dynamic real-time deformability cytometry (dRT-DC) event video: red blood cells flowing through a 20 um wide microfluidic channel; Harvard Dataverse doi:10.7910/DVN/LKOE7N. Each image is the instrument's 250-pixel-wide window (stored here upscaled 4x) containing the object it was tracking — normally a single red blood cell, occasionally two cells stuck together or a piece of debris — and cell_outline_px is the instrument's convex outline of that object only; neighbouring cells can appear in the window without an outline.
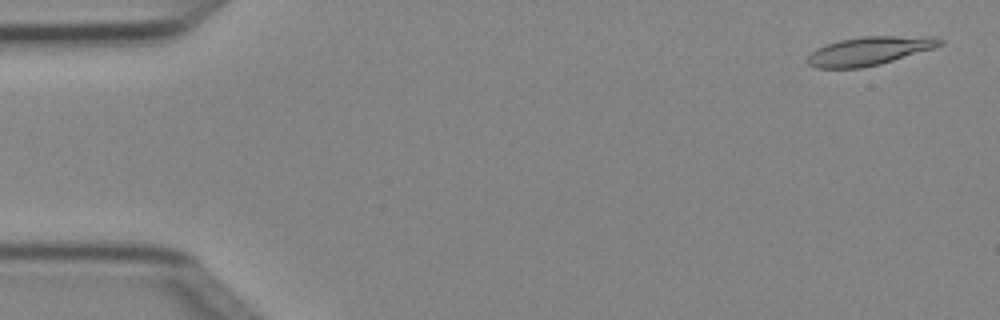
{"species": "Egyptian fruit bat (a non-hibernating species)", "species_latin": "Rousettus aegyptiacus", "temperature_condition": "cold", "stored_images_in_passage": 5, "camera_frame_rate_fps": 3000, "um_per_image_px": 0.085, "animal": {"sex": "female"}, "frame": {"image": 1, "passage_image": 1, "time_ms": 0.0, "image_size_px": [1000, 320], "cell_outline_px": [[944, 44], [936, 48], [880, 64], [860, 68], [816, 68], [808, 64], [808, 56], [816, 48], [840, 40], [860, 36], [936, 36], [944, 40]], "centroid_in_image_um": [73.97, 4.32], "position_along_channel_um": 11.0, "area_um2": 22.2}}
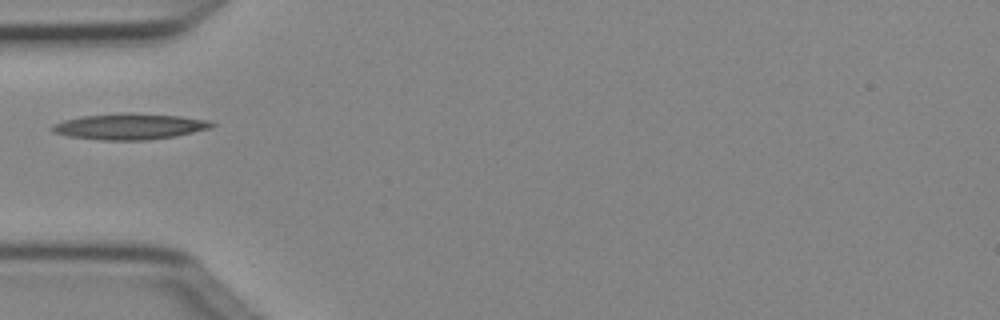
{"frame": {"image": 2, "passage_image": 4, "time_ms": 1.0, "image_size_px": [1000, 320], "cell_outline_px": [[216, 124], [212, 128], [176, 136], [144, 140], [100, 140], [68, 136], [52, 132], [48, 128], [52, 124], [64, 120], [80, 116], [180, 116], [212, 120]], "centroid_in_image_um": [11.02, 10.8], "position_along_channel_um": 74.0, "area_um2": 23.06}}
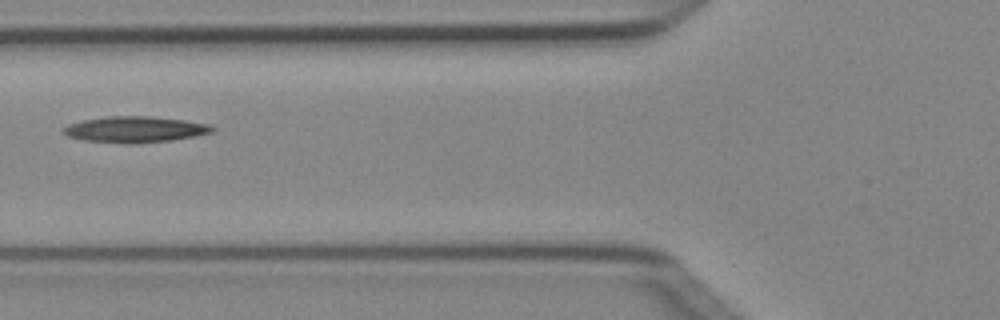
{"frame": {"image": 3, "passage_image": 5, "time_ms": 1.333, "image_size_px": [1000, 320], "cell_outline_px": [[216, 128], [212, 132], [172, 140], [136, 144], [124, 144], [84, 140], [68, 136], [60, 132], [60, 128], [68, 124], [84, 120], [108, 116], [152, 116], [184, 120], [208, 124]], "centroid_in_image_um": [11.42, 11.0], "position_along_channel_um": 114.4, "area_um2": 22.77}}